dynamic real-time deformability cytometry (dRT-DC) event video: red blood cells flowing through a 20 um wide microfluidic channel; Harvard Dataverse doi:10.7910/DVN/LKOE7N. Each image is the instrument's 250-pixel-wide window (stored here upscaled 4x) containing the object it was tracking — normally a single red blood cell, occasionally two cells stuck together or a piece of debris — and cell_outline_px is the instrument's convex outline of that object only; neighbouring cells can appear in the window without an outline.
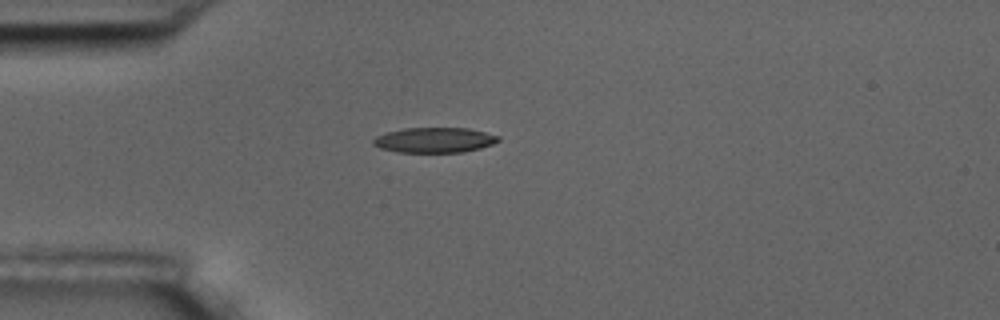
{"species": "common noctule bat (a hibernating species)", "species_latin": "Nyctalus noctula", "temperature_condition": "room temperature", "stored_images_in_passage": 14, "camera_frame_rate_fps": 3000, "um_per_image_px": 0.085, "animal": {"sex": "male", "body_mass_g": 17.5, "forearm_length_mm": 52.3}, "frame": {"image": 1, "passage_image": 3, "time_ms": 3.333, "image_size_px": [1000, 320], "cell_outline_px": [[500, 140], [492, 144], [480, 148], [464, 152], [396, 152], [380, 148], [372, 144], [372, 140], [376, 136], [388, 132], [404, 128], [468, 128], [500, 136]], "centroid_in_image_um": [36.92, 11.91], "position_along_channel_um": 48.1, "area_um2": 18.32}}
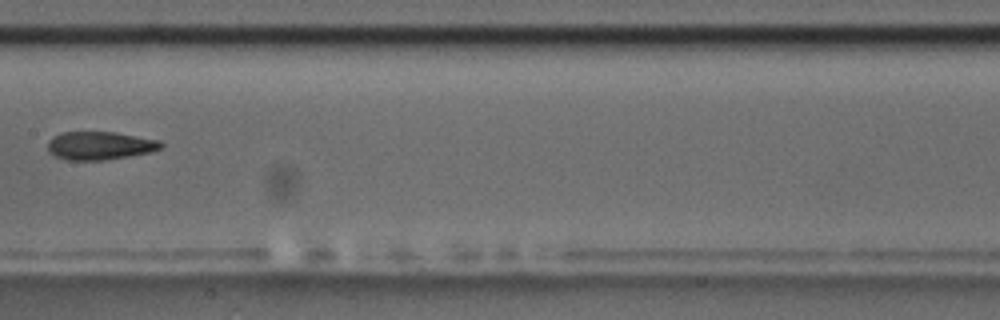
{"frame": {"image": 2, "passage_image": 7, "time_ms": 8.0, "image_size_px": [1000, 320], "cell_outline_px": [[164, 144], [160, 148], [148, 152], [128, 156], [104, 160], [68, 160], [56, 156], [48, 152], [48, 140], [52, 136], [60, 132], [116, 132], [160, 140]], "centroid_in_image_um": [8.45, 12.36], "position_along_channel_um": 198.9, "area_um2": 18.61}}
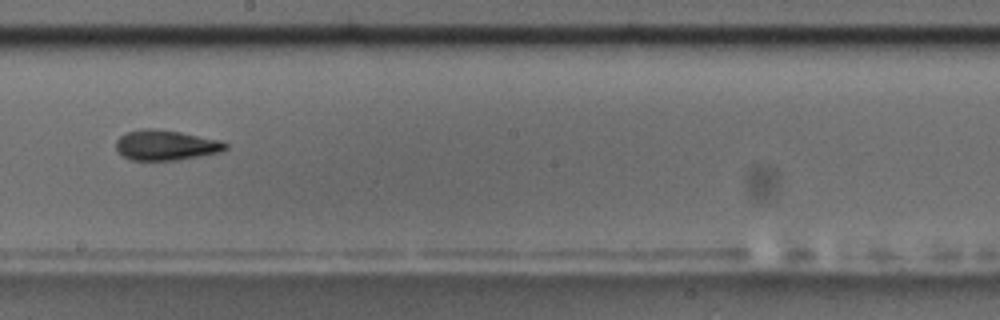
{"frame": {"image": 3, "passage_image": 8, "time_ms": 9.0, "image_size_px": [1000, 320], "cell_outline_px": [[228, 148], [220, 152], [180, 160], [128, 160], [116, 152], [116, 140], [120, 136], [128, 132], [144, 128], [152, 128], [180, 132], [220, 140], [228, 144]], "centroid_in_image_um": [14.07, 12.35], "position_along_channel_um": 234.1, "area_um2": 19.42}, "authors_computed_cell_mechanics": {"area_um2": 18.5827, "velocity_mm_per_s": 3.5287, "shape_relaxation_time_tau1_ms": 10.4998, "shape_relaxation_time_tau2_ms": null, "deformation_change_tau1": 0.2027, "deformation_change_tau2": null}}